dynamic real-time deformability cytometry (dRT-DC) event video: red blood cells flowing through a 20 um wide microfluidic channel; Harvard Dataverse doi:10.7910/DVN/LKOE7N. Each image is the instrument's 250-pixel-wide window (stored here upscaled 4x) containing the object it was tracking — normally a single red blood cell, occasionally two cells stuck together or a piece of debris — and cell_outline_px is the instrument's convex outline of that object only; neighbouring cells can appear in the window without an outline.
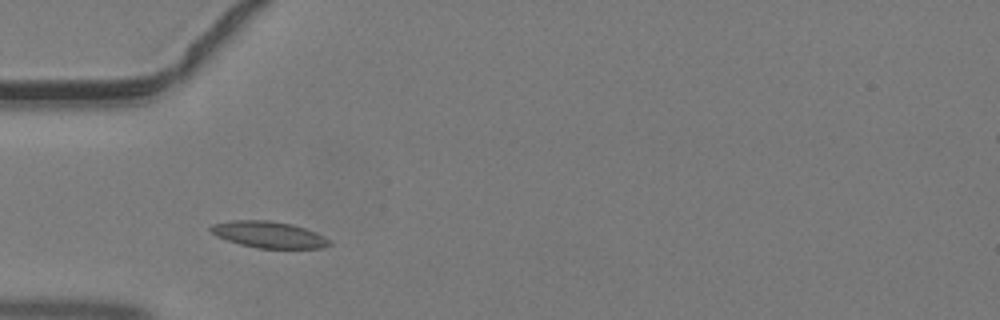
{"species": "common noctule bat (a hibernating species)", "species_latin": "Nyctalus noctula", "temperature_condition": "warm", "stored_images_in_passage": 33, "camera_frame_rate_fps": 3000, "um_per_image_px": 0.085, "animal": {"sex": "male", "body_mass_g": 19.2, "forearm_length_mm": 51.8}, "frame": {"image": 1, "passage_image": 3, "time_ms": 0.667, "image_size_px": [1000, 320], "cell_outline_px": [[332, 244], [320, 248], [256, 248], [240, 244], [216, 236], [208, 228], [212, 224], [232, 220], [268, 220], [292, 224], [316, 232], [332, 240]], "centroid_in_image_um": [22.86, 19.94], "position_along_channel_um": 62.1, "area_um2": 18.32}}
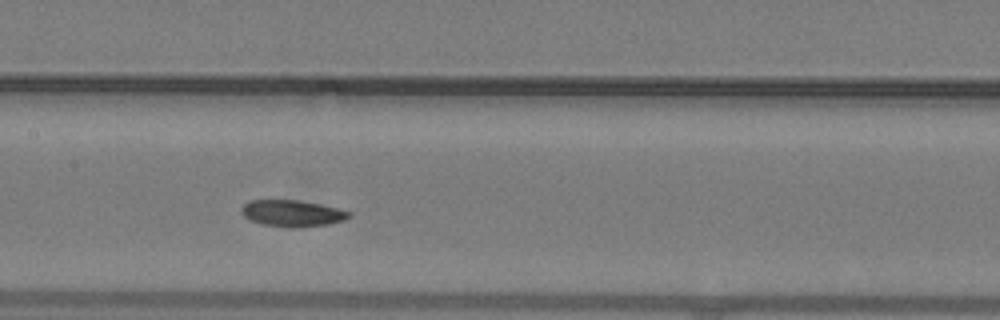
{"frame": {"image": 2, "passage_image": 11, "time_ms": 3.333, "image_size_px": [1000, 320], "cell_outline_px": [[352, 216], [344, 220], [328, 224], [292, 228], [284, 228], [264, 224], [252, 220], [244, 216], [240, 212], [240, 208], [248, 200], [296, 200], [340, 208], [352, 212]], "centroid_in_image_um": [24.85, 18.13], "position_along_channel_um": 182.5, "area_um2": 16.7}}
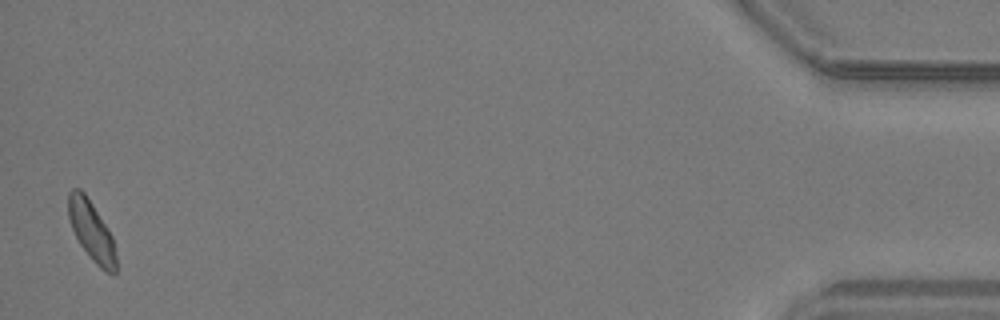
{"frame": {"image": 3, "passage_image": 33, "time_ms": 10.667, "image_size_px": [1000, 320], "cell_outline_px": [[116, 272], [112, 276], [100, 268], [92, 260], [80, 244], [72, 228], [68, 216], [68, 192], [72, 188], [80, 188], [84, 192], [108, 228], [112, 236], [116, 256]], "centroid_in_image_um": [7.78, 19.64], "position_along_channel_um": 427.4, "area_um2": 16.59}}